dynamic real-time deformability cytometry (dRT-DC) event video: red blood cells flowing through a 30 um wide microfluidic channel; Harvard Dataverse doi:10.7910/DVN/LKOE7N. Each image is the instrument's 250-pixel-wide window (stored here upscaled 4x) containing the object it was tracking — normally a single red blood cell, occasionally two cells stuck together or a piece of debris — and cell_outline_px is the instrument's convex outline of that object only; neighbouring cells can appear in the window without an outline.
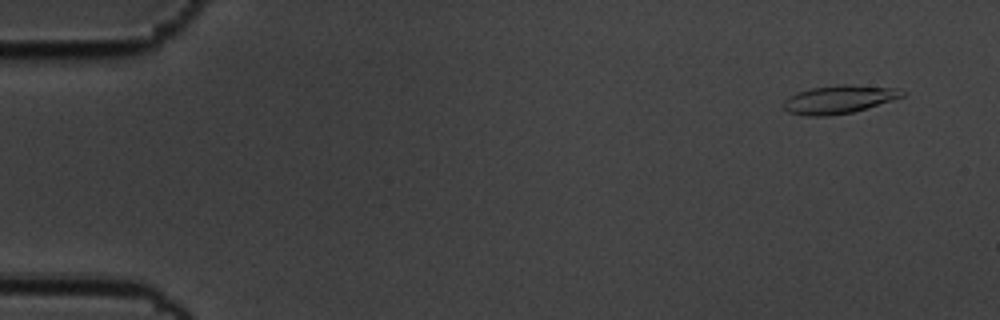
{"species": "common noctule bat (a hibernating species)", "species_latin": "Nyctalus noctula", "temperature_condition": "cold", "stored_images_in_passage": 55, "camera_frame_rate_fps": 3000, "um_per_image_px": 0.085, "animal": {"sex": "male", "body_mass_g": 19.5, "forearm_length_mm": 54.6}, "frame": {"image": 1, "passage_image": 1, "time_ms": 0.0, "image_size_px": [1000, 320], "cell_outline_px": [[908, 92], [904, 96], [892, 100], [852, 112], [828, 116], [804, 116], [788, 112], [784, 108], [784, 100], [788, 96], [796, 92], [812, 88], [840, 84], [844, 84], [896, 88]], "centroid_in_image_um": [71.29, 8.45], "position_along_channel_um": 13.7, "area_um2": 19.48}}
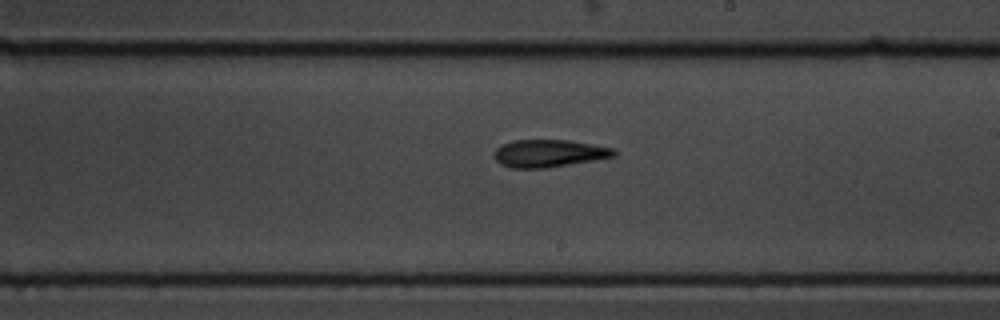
{"frame": {"image": 2, "passage_image": 31, "time_ms": 10.0, "image_size_px": [1000, 320], "cell_outline_px": [[616, 156], [544, 168], [512, 168], [500, 164], [492, 156], [492, 152], [500, 144], [512, 140], [568, 140], [612, 148], [616, 152]], "centroid_in_image_um": [46.56, 13.03], "position_along_channel_um": 242.4, "area_um2": 19.13}}
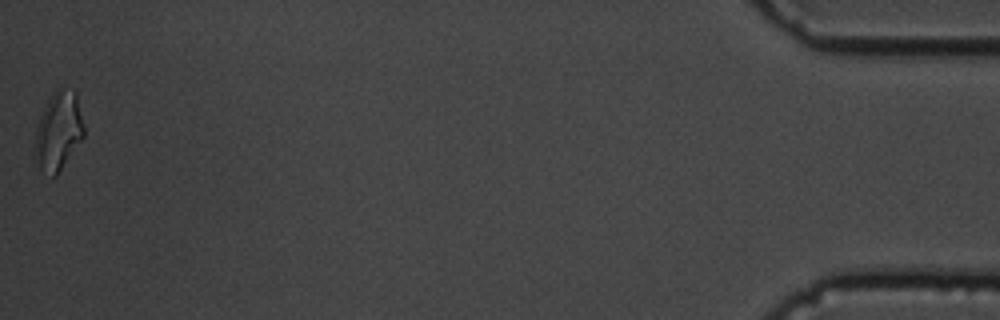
{"frame": {"image": 3, "passage_image": 55, "time_ms": 18.0, "image_size_px": [1000, 320], "cell_outline_px": [[84, 136], [56, 176], [52, 176], [40, 168], [36, 152], [36, 128], [40, 116], [52, 92], [56, 88], [72, 88], [76, 92], [84, 124]], "centroid_in_image_um": [5.0, 11.07], "position_along_channel_um": 430.2, "area_um2": 22.02}, "authors_computed_cell_mechanics": {"area_um2": 19.4786, "velocity_mm_per_s": 3.4707, "shape_relaxation_time_tau1_ms": 5.0422, "shape_relaxation_time_tau2_ms": 4.9188, "deformation_change_tau1": 0.1577, "deformation_change_tau2": 0.136}}